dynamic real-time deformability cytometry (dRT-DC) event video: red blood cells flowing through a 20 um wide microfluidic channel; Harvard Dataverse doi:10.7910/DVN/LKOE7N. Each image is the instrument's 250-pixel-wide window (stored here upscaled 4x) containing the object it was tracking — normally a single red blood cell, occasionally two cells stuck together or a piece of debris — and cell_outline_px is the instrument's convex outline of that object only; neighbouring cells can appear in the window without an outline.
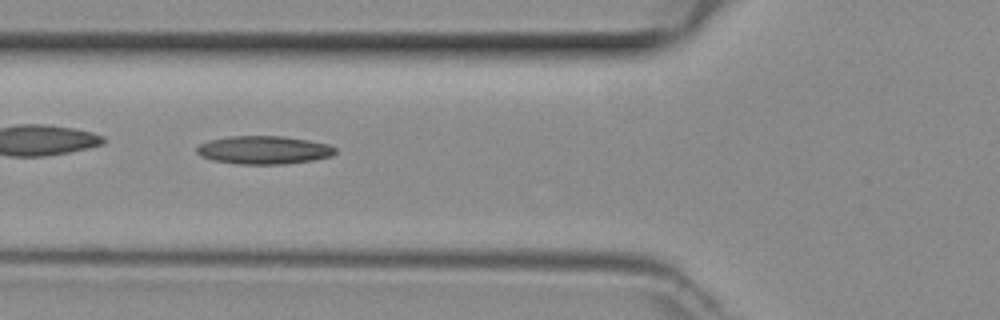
{"species": "common noctule bat (a hibernating species)", "species_latin": "Nyctalus noctula", "temperature_condition": "room temperature", "stored_images_in_passage": 36, "camera_frame_rate_fps": 3000, "um_per_image_px": 0.085, "animal": {"sex": "female", "body_mass_g": 29.2, "forearm_length_mm": 56.3}, "frame": {"image": 1, "passage_image": 6, "time_ms": 1.667, "image_size_px": [1000, 320], "cell_outline_px": [[336, 152], [332, 156], [312, 160], [284, 164], [240, 164], [212, 160], [200, 156], [196, 152], [196, 148], [200, 144], [208, 140], [228, 136], [284, 136], [308, 140], [328, 144], [336, 148]], "centroid_in_image_um": [22.41, 12.74], "position_along_channel_um": 103.4, "area_um2": 22.83}}
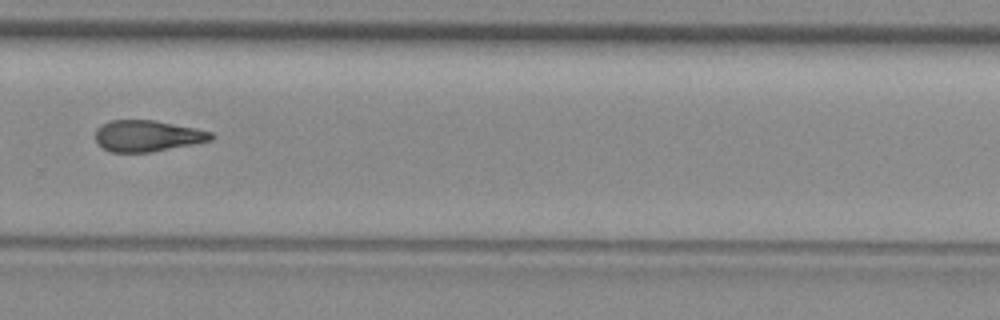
{"frame": {"image": 2, "passage_image": 21, "time_ms": 6.667, "image_size_px": [1000, 320], "cell_outline_px": [[212, 140], [148, 152], [112, 152], [104, 148], [96, 140], [96, 128], [112, 120], [156, 120], [196, 128], [212, 132]], "centroid_in_image_um": [12.52, 11.53], "position_along_channel_um": 317.3, "area_um2": 20.69}}
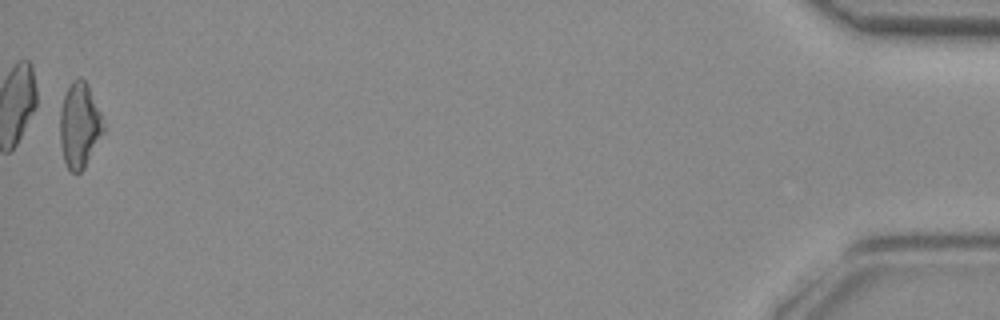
{"frame": {"image": 3, "passage_image": 36, "time_ms": 11.667, "image_size_px": [1000, 320], "cell_outline_px": [[104, 132], [84, 168], [80, 172], [72, 172], [68, 168], [64, 160], [60, 144], [60, 112], [64, 96], [72, 80], [80, 76], [88, 84], [100, 112], [104, 124]], "centroid_in_image_um": [6.76, 10.64], "position_along_channel_um": 428.4, "area_um2": 21.44}}